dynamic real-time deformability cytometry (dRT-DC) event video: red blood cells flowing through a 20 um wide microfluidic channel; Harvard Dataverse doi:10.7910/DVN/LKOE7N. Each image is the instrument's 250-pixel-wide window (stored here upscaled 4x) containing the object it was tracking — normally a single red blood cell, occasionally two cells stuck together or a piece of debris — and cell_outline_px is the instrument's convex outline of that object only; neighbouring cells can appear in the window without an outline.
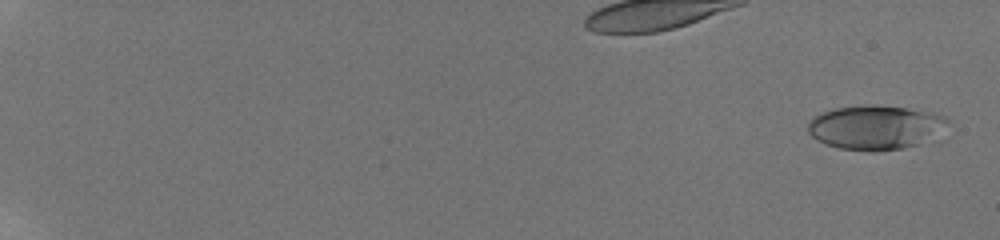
{"species": "human", "species_latin": "Homo sapiens", "temperature_condition": "room temperature", "stored_images_in_passage": 25, "camera_frame_rate_fps": 3000, "um_per_image_px": 0.085, "donor": {"sex": "male"}, "frame": {"image": 1, "passage_image": 1, "time_ms": 0.0, "image_size_px": [1000, 240], "cell_outline_px": [[948, 120], [944, 140], [904, 148], [876, 152], [840, 148], [824, 144], [816, 140], [808, 132], [808, 120], [824, 112], [836, 108], [864, 104], [908, 108], [932, 112], [944, 116]], "centroid_in_image_um": [74.56, 10.86], "position_along_channel_um": 10.4, "area_um2": 37.22}}
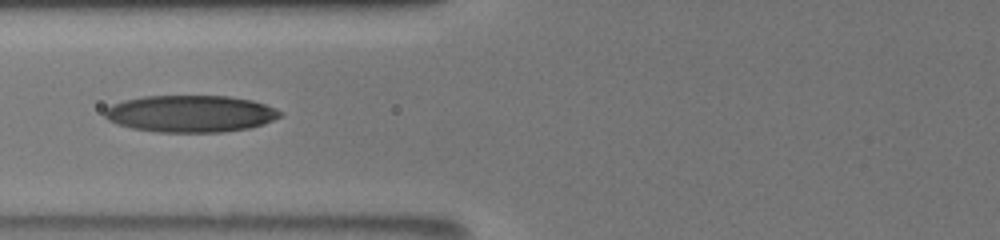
{"frame": {"image": 2, "passage_image": 15, "time_ms": 8.667, "image_size_px": [1000, 240], "cell_outline_px": [[284, 116], [264, 124], [248, 128], [224, 132], [156, 132], [132, 128], [116, 124], [108, 120], [104, 116], [104, 112], [112, 104], [124, 100], [144, 96], [228, 96], [252, 100], [276, 108], [284, 112]], "centroid_in_image_um": [16.23, 9.67], "position_along_channel_um": 109.6, "area_um2": 37.97}}
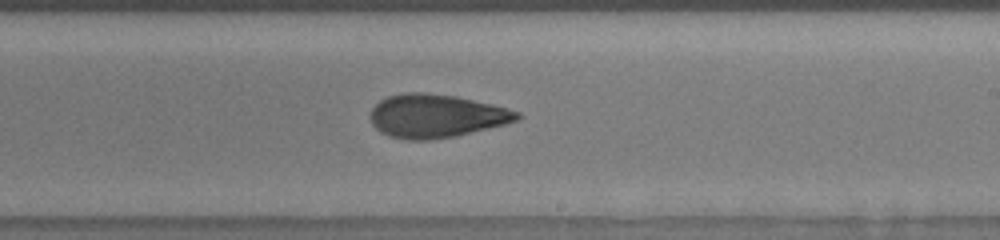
{"frame": {"image": 3, "passage_image": 25, "time_ms": 12.333, "image_size_px": [1000, 240], "cell_outline_px": [[520, 116], [516, 120], [504, 124], [456, 136], [428, 140], [408, 140], [388, 136], [380, 132], [372, 124], [372, 108], [380, 100], [388, 96], [404, 92], [424, 92], [456, 96], [520, 112]], "centroid_in_image_um": [37.02, 9.86], "position_along_channel_um": 252.0, "area_um2": 36.65}}